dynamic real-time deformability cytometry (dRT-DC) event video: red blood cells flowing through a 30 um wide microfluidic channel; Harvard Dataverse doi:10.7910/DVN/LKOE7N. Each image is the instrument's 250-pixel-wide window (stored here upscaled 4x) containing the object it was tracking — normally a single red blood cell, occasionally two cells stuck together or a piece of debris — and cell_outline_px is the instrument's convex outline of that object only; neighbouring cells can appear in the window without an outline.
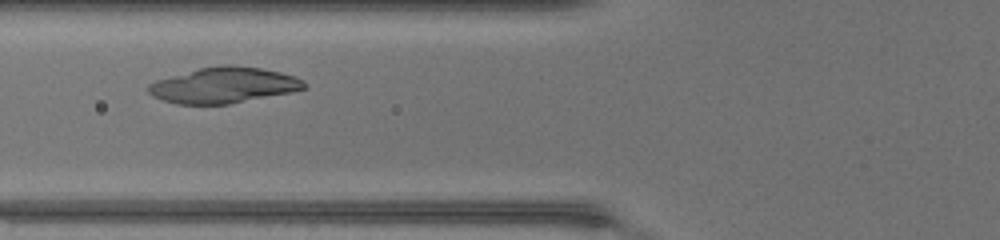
{"species": "common noctule bat (a hibernating species)", "species_latin": "Nyctalus noctula", "temperature_condition": "warm", "stored_images_in_passage": 28, "camera_frame_rate_fps": 3000, "um_per_image_px": 0.085, "animal": {"sex": "female", "body_mass_g": 17.0, "forearm_length_mm": 48.0}, "frame": {"image": 1, "passage_image": 7, "time_ms": 2.0, "image_size_px": [1000, 240], "cell_outline_px": [[304, 88], [292, 92], [228, 104], [180, 104], [164, 100], [152, 96], [148, 92], [148, 84], [156, 80], [200, 68], [220, 64], [232, 64], [260, 68], [280, 72], [304, 80]], "centroid_in_image_um": [19.0, 7.23], "position_along_channel_um": 106.8, "area_um2": 32.19}}
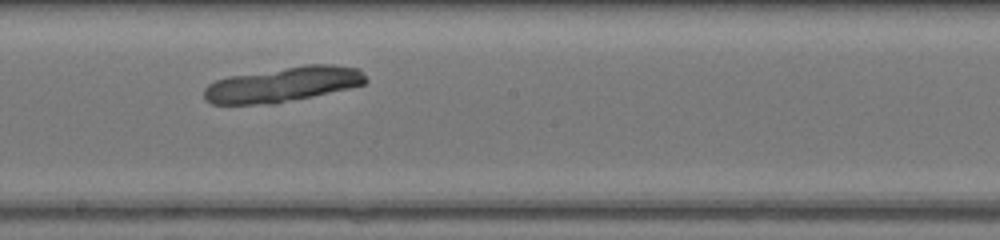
{"frame": {"image": 2, "passage_image": 15, "time_ms": 4.667, "image_size_px": [1000, 240], "cell_outline_px": [[368, 80], [364, 84], [348, 88], [312, 96], [284, 100], [252, 104], [212, 104], [204, 96], [204, 88], [208, 84], [216, 80], [228, 76], [304, 64], [332, 64], [360, 68]], "centroid_in_image_um": [24.07, 7.13], "position_along_channel_um": 224.1, "area_um2": 32.48}}
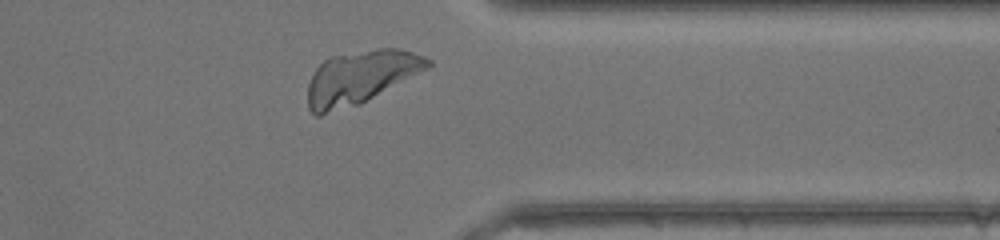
{"frame": {"image": 3, "passage_image": 26, "time_ms": 8.333, "image_size_px": [1000, 240], "cell_outline_px": [[432, 64], [428, 68], [360, 104], [320, 116], [316, 116], [308, 108], [308, 84], [316, 68], [324, 60], [332, 56], [376, 48], [400, 48], [424, 56], [432, 60]], "centroid_in_image_um": [30.63, 6.57], "position_along_channel_um": 380.8, "area_um2": 37.11}}